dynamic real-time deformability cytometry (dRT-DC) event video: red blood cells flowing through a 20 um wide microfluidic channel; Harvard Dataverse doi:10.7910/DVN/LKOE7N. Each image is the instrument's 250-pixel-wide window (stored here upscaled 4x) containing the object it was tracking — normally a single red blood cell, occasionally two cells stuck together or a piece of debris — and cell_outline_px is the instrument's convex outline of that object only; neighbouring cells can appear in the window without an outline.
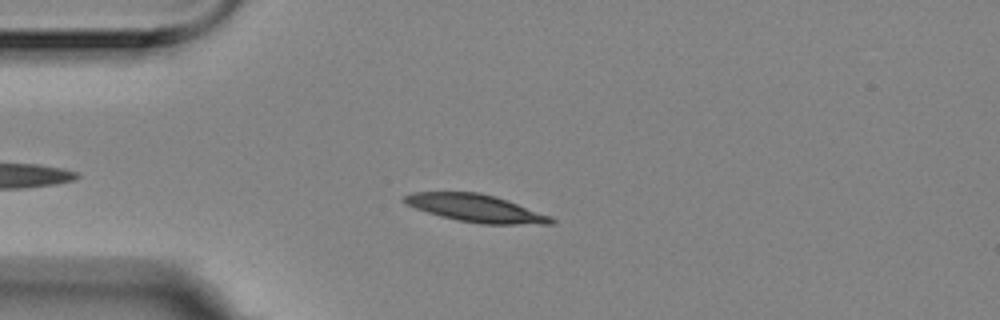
{"species": "Egyptian fruit bat (a non-hibernating species)", "species_latin": "Rousettus aegyptiacus", "temperature_condition": "room temperature", "stored_images_in_passage": 11, "camera_frame_rate_fps": 3000, "um_per_image_px": 0.085, "animal": {"sex": "female"}, "frame": {"image": 1, "passage_image": 4, "time_ms": 1.0, "image_size_px": [1000, 320], "cell_outline_px": [[556, 224], [480, 224], [456, 220], [440, 216], [416, 208], [400, 200], [404, 196], [412, 192], [480, 192], [496, 196], [508, 200], [552, 216], [556, 220]], "centroid_in_image_um": [40.49, 17.7], "position_along_channel_um": 44.5, "area_um2": 23.76}}
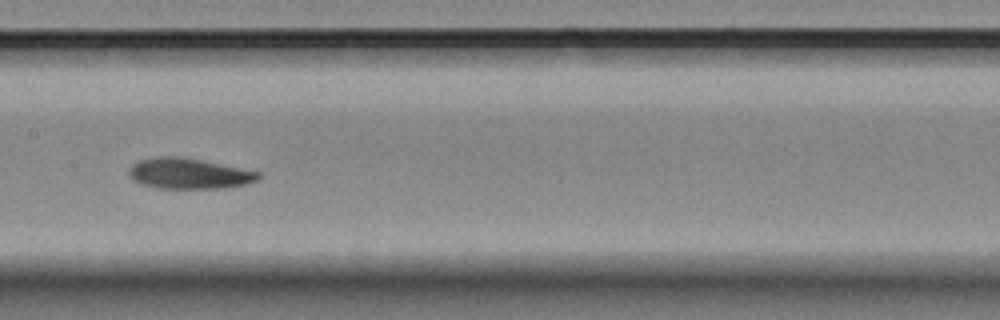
{"frame": {"image": 2, "passage_image": 8, "time_ms": 2.333, "image_size_px": [1000, 320], "cell_outline_px": [[264, 176], [256, 180], [244, 184], [220, 188], [156, 188], [140, 184], [132, 180], [128, 176], [128, 168], [132, 164], [140, 160], [156, 156], [176, 156], [200, 160], [260, 172]], "centroid_in_image_um": [15.99, 14.75], "position_along_channel_um": 191.4, "area_um2": 23.06}}
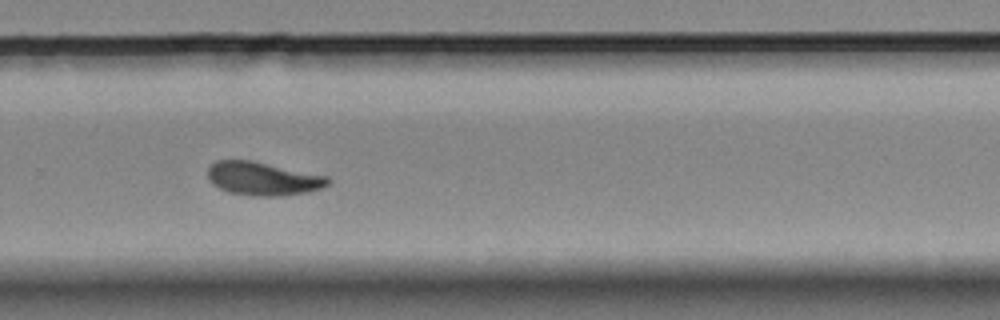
{"frame": {"image": 3, "passage_image": 11, "time_ms": 3.333, "image_size_px": [1000, 320], "cell_outline_px": [[332, 180], [328, 184], [320, 188], [308, 192], [284, 196], [252, 196], [228, 192], [212, 184], [208, 180], [208, 168], [216, 160], [252, 160], [328, 176]], "centroid_in_image_um": [22.35, 15.19], "position_along_channel_um": 307.5, "area_um2": 23.58}}